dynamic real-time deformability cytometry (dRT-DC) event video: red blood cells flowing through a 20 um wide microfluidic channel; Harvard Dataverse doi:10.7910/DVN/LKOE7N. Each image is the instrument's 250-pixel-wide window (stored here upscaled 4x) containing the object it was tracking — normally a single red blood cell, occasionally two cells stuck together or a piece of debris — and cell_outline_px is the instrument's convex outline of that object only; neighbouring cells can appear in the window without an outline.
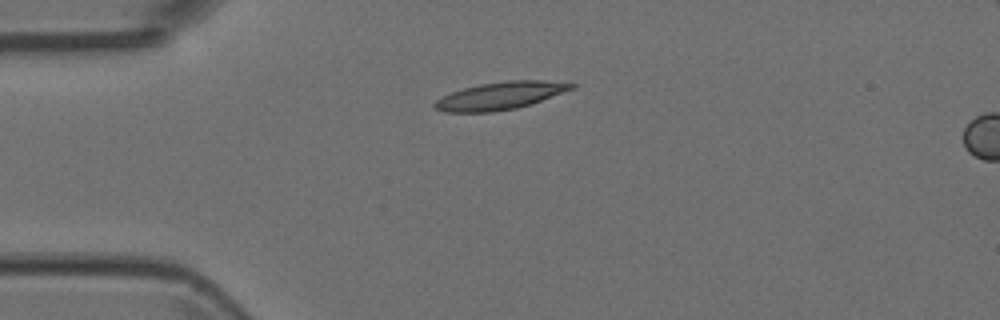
{"species": "Egyptian fruit bat (a non-hibernating species)", "species_latin": "Rousettus aegyptiacus", "temperature_condition": "room temperature", "stored_images_in_passage": 3, "camera_frame_rate_fps": 3000, "um_per_image_px": 0.085, "animal": {"sex": "female"}, "frame": {"image": 1, "passage_image": 1, "time_ms": 0.0, "image_size_px": [1000, 320], "cell_outline_px": [[576, 88], [532, 104], [516, 108], [492, 112], [444, 112], [432, 108], [432, 104], [436, 100], [452, 92], [464, 88], [480, 84], [508, 80], [544, 80], [576, 84]], "centroid_in_image_um": [42.53, 8.14], "position_along_channel_um": 42.5, "area_um2": 22.08}}